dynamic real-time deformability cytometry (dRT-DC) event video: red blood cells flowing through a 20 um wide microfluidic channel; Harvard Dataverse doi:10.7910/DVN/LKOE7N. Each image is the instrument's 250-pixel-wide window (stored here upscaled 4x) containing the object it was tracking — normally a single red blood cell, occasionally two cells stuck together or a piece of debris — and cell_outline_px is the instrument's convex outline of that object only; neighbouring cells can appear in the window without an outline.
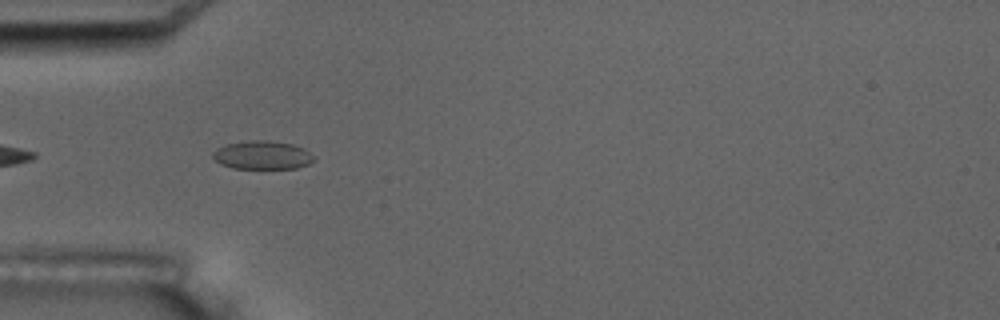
{"species": "common noctule bat (a hibernating species)", "species_latin": "Nyctalus noctula", "temperature_condition": "room temperature", "stored_images_in_passage": 8, "camera_frame_rate_fps": 3000, "um_per_image_px": 0.085, "animal": {"sex": "male", "body_mass_g": 17.5, "forearm_length_mm": 52.3}, "frame": {"image": 1, "passage_image": 4, "time_ms": 3.333, "image_size_px": [1000, 320], "cell_outline_px": [[316, 160], [308, 164], [296, 168], [232, 168], [220, 164], [212, 156], [212, 152], [216, 148], [228, 144], [252, 140], [264, 140], [292, 144], [304, 148]], "centroid_in_image_um": [22.28, 13.19], "position_along_channel_um": 62.7, "area_um2": 16.59}}
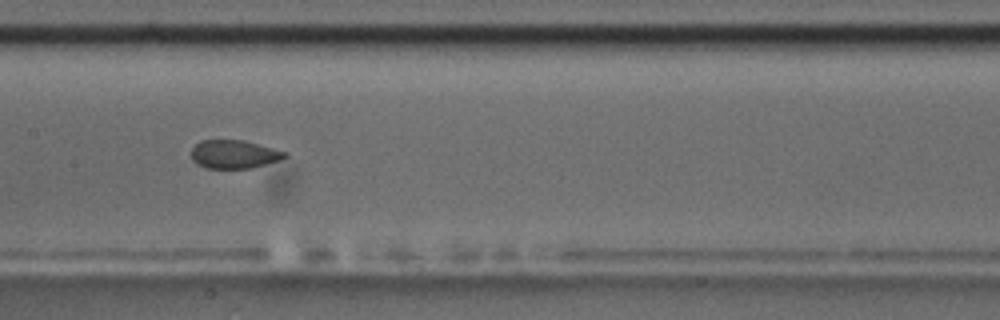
{"frame": {"image": 2, "passage_image": 7, "time_ms": 7.0, "image_size_px": [1000, 320], "cell_outline_px": [[288, 156], [280, 160], [252, 168], [208, 168], [196, 164], [192, 160], [192, 148], [200, 140], [244, 140], [288, 152]], "centroid_in_image_um": [19.92, 13.11], "position_along_channel_um": 187.5, "area_um2": 15.55}}